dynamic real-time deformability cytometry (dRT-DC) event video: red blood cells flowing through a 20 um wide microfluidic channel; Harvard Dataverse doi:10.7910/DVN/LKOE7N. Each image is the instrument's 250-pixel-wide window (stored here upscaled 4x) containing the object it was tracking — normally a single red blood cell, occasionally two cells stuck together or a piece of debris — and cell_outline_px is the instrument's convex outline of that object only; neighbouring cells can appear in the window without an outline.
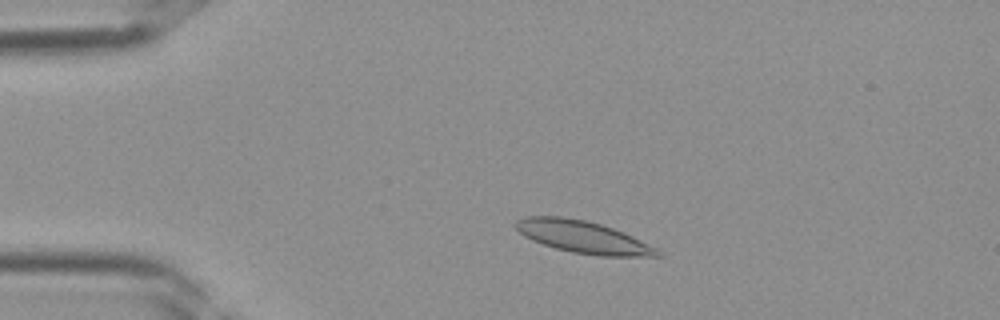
{"species": "Egyptian fruit bat (a non-hibernating species)", "species_latin": "Rousettus aegyptiacus", "temperature_condition": "room temperature", "stored_images_in_passage": 36, "camera_frame_rate_fps": 3000, "um_per_image_px": 0.085, "frame": {"image": 1, "passage_image": 6, "time_ms": 1.667, "image_size_px": [1000, 320], "cell_outline_px": [[664, 256], [600, 256], [572, 252], [556, 248], [532, 240], [524, 236], [512, 224], [516, 220], [524, 216], [560, 216], [588, 220], [624, 232], [664, 252]], "centroid_in_image_um": [49.55, 20.13], "position_along_channel_um": 35.5, "area_um2": 26.65}}
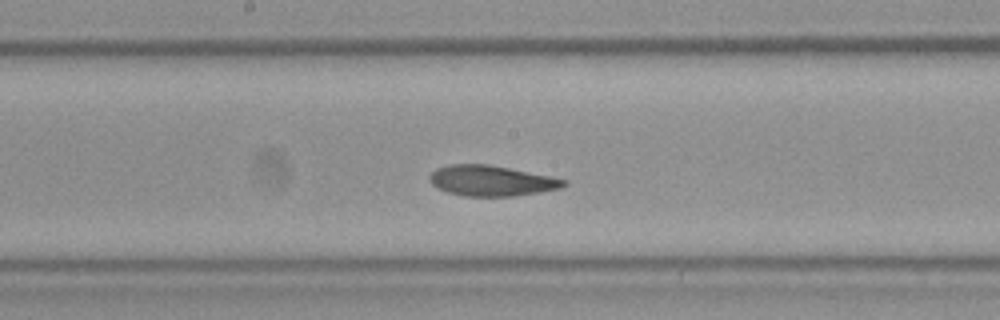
{"frame": {"image": 2, "passage_image": 18, "time_ms": 5.667, "image_size_px": [1000, 320], "cell_outline_px": [[568, 184], [560, 188], [540, 192], [512, 196], [464, 196], [448, 192], [436, 188], [432, 184], [428, 176], [436, 168], [448, 164], [488, 164], [552, 176], [568, 180]], "centroid_in_image_um": [41.77, 15.35], "position_along_channel_um": 206.4, "area_um2": 23.99}}
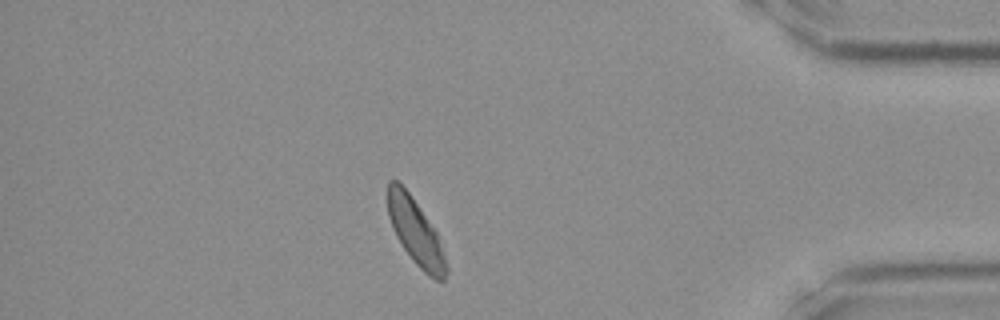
{"frame": {"image": 3, "passage_image": 31, "time_ms": 10.0, "image_size_px": [1000, 320], "cell_outline_px": [[448, 272], [444, 280], [436, 280], [428, 276], [412, 260], [396, 236], [392, 228], [388, 216], [388, 180], [396, 180], [408, 192], [436, 232], [448, 268]], "centroid_in_image_um": [35.31, 19.75], "position_along_channel_um": 399.9, "area_um2": 21.91}}